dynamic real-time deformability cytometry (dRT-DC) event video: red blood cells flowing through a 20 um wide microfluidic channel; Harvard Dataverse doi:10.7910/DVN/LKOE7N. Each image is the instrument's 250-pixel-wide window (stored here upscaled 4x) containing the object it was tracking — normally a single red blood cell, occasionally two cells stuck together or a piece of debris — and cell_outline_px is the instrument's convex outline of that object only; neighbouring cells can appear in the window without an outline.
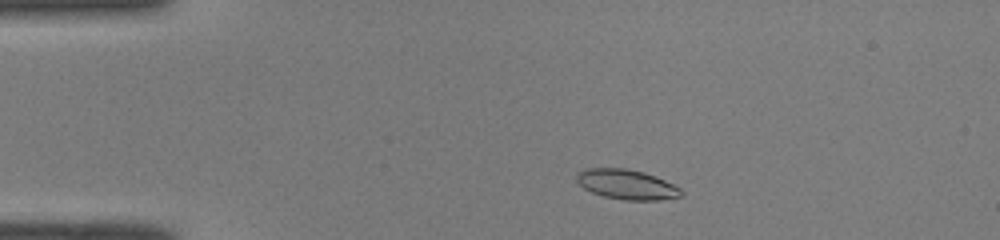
{"species": "common noctule bat (a hibernating species)", "species_latin": "Nyctalus noctula", "temperature_condition": "room temperature", "stored_images_in_passage": 44, "camera_frame_rate_fps": 3000, "um_per_image_px": 0.085, "animal": {"sex": "male", "body_mass_g": 19.0, "forearm_length_mm": 50.8}, "frame": {"image": 1, "passage_image": 4, "time_ms": 1.0, "image_size_px": [1000, 240], "cell_outline_px": [[684, 196], [660, 200], [624, 200], [604, 196], [592, 192], [584, 188], [576, 180], [576, 172], [584, 168], [624, 168], [644, 172], [664, 180], [680, 188], [684, 192]], "centroid_in_image_um": [53.27, 15.67], "position_along_channel_um": 31.7, "area_um2": 18.26}}
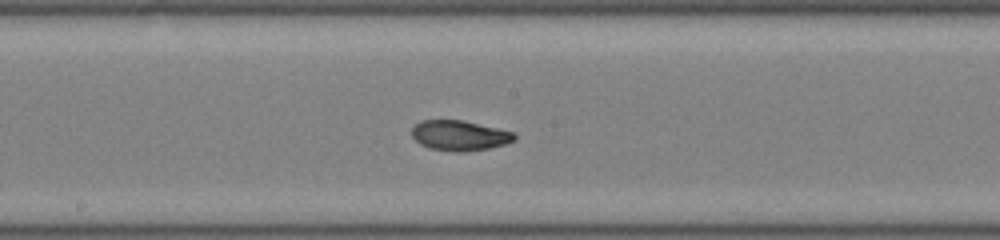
{"frame": {"image": 2, "passage_image": 21, "time_ms": 6.667, "image_size_px": [1000, 240], "cell_outline_px": [[516, 140], [504, 144], [488, 148], [464, 152], [460, 152], [428, 148], [420, 144], [412, 136], [412, 128], [420, 120], [464, 120], [512, 132], [516, 136]], "centroid_in_image_um": [39.04, 11.51], "position_along_channel_um": 209.2, "area_um2": 17.92}}
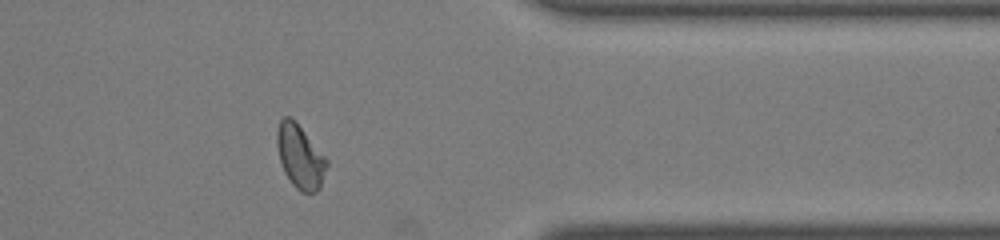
{"frame": {"image": 3, "passage_image": 35, "time_ms": 11.333, "image_size_px": [1000, 240], "cell_outline_px": [[328, 164], [320, 188], [316, 192], [300, 192], [292, 184], [284, 172], [280, 160], [276, 144], [276, 132], [280, 120], [284, 116], [292, 116], [296, 120], [328, 160]], "centroid_in_image_um": [25.5, 13.28], "position_along_channel_um": 385.9, "area_um2": 18.67}, "authors_computed_cell_mechanics": {"area_um2": 18.0336, "velocity_mm_per_s": 4.0591, "shape_relaxation_time_tau1_ms": 6.5659, "shape_relaxation_time_tau2_ms": 1.6473, "deformation_change_tau1": 0.1753, "deformation_change_tau2": 0.0624}}